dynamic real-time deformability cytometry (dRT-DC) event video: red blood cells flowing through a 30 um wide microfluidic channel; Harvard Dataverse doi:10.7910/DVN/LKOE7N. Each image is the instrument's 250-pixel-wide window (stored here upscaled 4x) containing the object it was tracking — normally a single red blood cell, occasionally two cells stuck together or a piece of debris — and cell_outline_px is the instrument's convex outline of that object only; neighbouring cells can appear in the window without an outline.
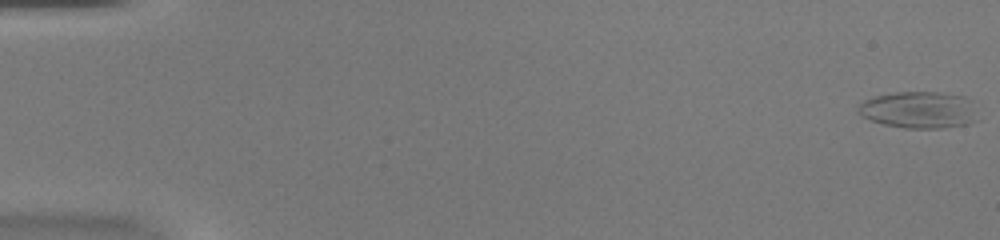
{"species": "common noctule bat (a hibernating species)", "species_latin": "Nyctalus noctula", "temperature_condition": "warm", "stored_images_in_passage": 53, "camera_frame_rate_fps": 3000, "um_per_image_px": 0.085, "animal": {"sex": "female", "body_mass_g": 20.0, "forearm_length_mm": 54.0}, "frame": {"image": 1, "passage_image": 1, "time_ms": 0.0, "image_size_px": [1000, 240], "cell_outline_px": [[980, 120], [968, 124], [940, 128], [904, 128], [884, 124], [872, 120], [864, 116], [856, 108], [864, 100], [876, 96], [896, 92], [940, 92], [964, 96], [972, 100]], "centroid_in_image_um": [78.2, 9.34], "position_along_channel_um": 6.8, "area_um2": 25.78}}
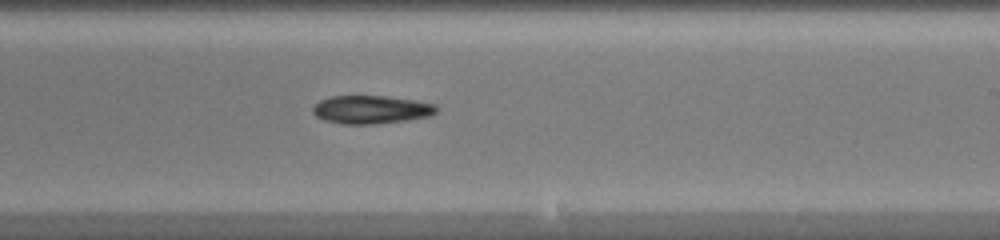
{"frame": {"image": 2, "passage_image": 33, "time_ms": 10.667, "image_size_px": [1000, 240], "cell_outline_px": [[436, 112], [432, 116], [404, 120], [372, 124], [344, 124], [324, 120], [316, 116], [312, 112], [312, 108], [320, 100], [328, 96], [384, 96], [416, 100], [436, 104]], "centroid_in_image_um": [31.54, 9.31], "position_along_channel_um": 257.5, "area_um2": 20.29}}
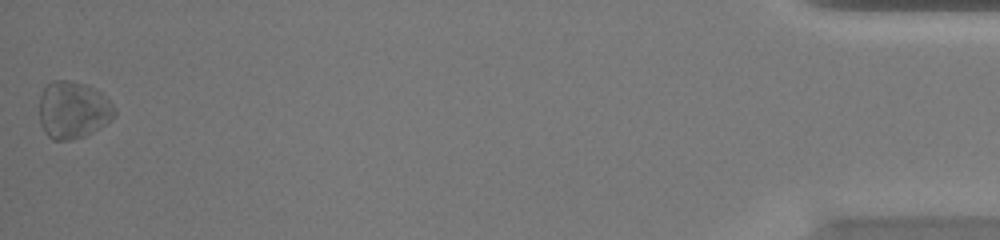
{"frame": {"image": 3, "passage_image": 53, "time_ms": 17.333, "image_size_px": [1000, 240], "cell_outline_px": [[116, 116], [112, 120], [92, 132], [84, 136], [68, 140], [52, 140], [44, 132], [40, 124], [40, 96], [44, 88], [52, 80], [72, 80], [88, 84], [96, 88], [116, 108]], "centroid_in_image_um": [6.22, 9.33], "position_along_channel_um": 429.0, "area_um2": 25.37}, "authors_computed_cell_mechanics": {"area_um2": 21.4438, "velocity_mm_per_s": 3.9434, "shape_relaxation_time_tau1_ms": 2.524, "shape_relaxation_time_tau2_ms": null, "deformation_change_tau1": 0.0937, "deformation_change_tau2": null}}